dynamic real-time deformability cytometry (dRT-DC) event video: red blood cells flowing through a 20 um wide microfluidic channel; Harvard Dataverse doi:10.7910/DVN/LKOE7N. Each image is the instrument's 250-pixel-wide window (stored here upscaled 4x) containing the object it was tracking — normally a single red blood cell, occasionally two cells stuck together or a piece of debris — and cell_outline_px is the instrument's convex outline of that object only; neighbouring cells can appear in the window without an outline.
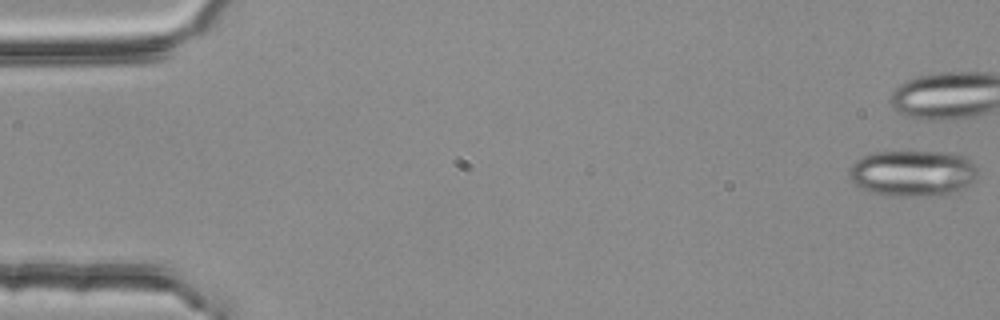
{"species": "common noctule bat (a hibernating species)", "species_latin": "Nyctalus noctula", "temperature_condition": "room temperature", "stored_images_in_passage": 4, "camera_frame_rate_fps": 3000, "um_per_image_px": 0.085, "animal": {"sex": "female", "body_mass_g": 25.1}, "frame": {"image": 1, "passage_image": 4, "time_ms": 1.0, "image_size_px": [1000, 320], "cell_outline_px": [[976, 180], [956, 192], [936, 196], [896, 196], [868, 192], [860, 188], [848, 176], [848, 168], [856, 160], [872, 152], [948, 152], [964, 156], [976, 168]], "centroid_in_image_um": [77.55, 14.73], "position_along_channel_um": 7.4, "area_um2": 34.74}}